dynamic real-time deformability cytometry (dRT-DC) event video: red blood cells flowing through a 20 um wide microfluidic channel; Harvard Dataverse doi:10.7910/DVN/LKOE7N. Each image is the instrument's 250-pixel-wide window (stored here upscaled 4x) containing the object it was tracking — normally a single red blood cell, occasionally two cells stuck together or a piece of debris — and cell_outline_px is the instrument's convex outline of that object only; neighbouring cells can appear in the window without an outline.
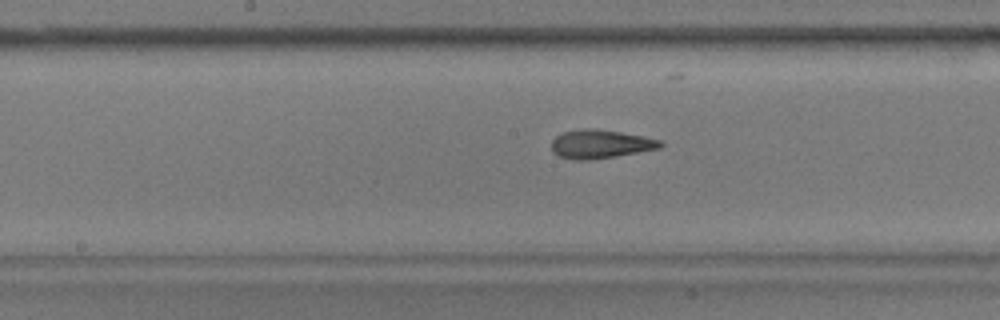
{"species": "common noctule bat (a hibernating species)", "species_latin": "Nyctalus noctula", "temperature_condition": "warm", "stored_images_in_passage": 39, "camera_frame_rate_fps": 3000, "um_per_image_px": 0.085, "animal": {"sex": "male", "body_mass_g": 17.9}, "frame": {"image": 1, "passage_image": 14, "time_ms": 4.333, "image_size_px": [1000, 320], "cell_outline_px": [[664, 144], [660, 148], [588, 160], [576, 160], [560, 156], [552, 152], [552, 140], [556, 136], [564, 132], [584, 128], [592, 128], [620, 132], [644, 136], [660, 140]], "centroid_in_image_um": [51.02, 12.23], "position_along_channel_um": 197.2, "area_um2": 17.86}}
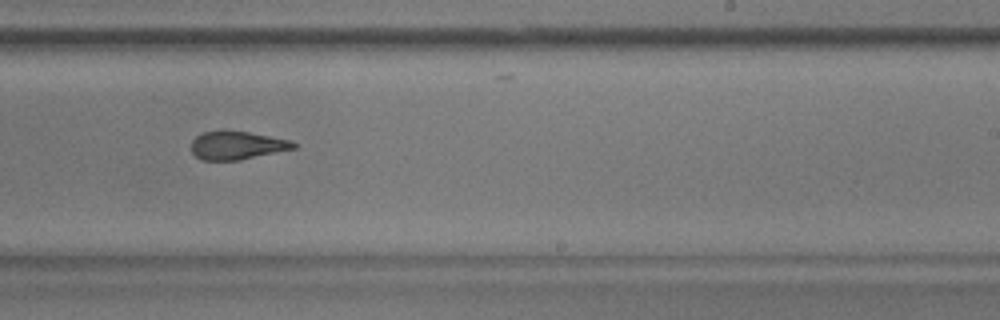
{"frame": {"image": 2, "passage_image": 20, "time_ms": 6.333, "image_size_px": [1000, 320], "cell_outline_px": [[296, 148], [240, 160], [204, 160], [196, 156], [192, 152], [192, 140], [196, 136], [204, 132], [248, 132], [292, 140], [296, 144]], "centroid_in_image_um": [20.17, 12.37], "position_along_channel_um": 268.8, "area_um2": 16.47}}
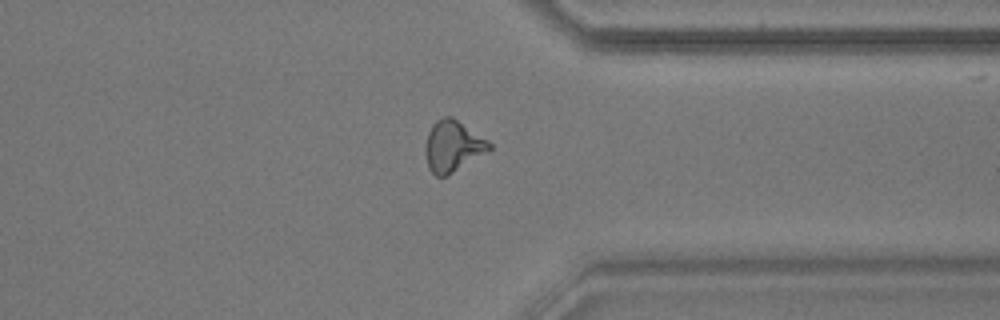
{"frame": {"image": 3, "passage_image": 29, "time_ms": 9.333, "image_size_px": [1000, 320], "cell_outline_px": [[492, 148], [452, 172], [444, 176], [436, 176], [428, 168], [424, 148], [428, 132], [432, 124], [436, 120], [444, 116], [452, 116], [488, 140], [492, 144]], "centroid_in_image_um": [38.45, 12.39], "position_along_channel_um": 372.9, "area_um2": 18.79}, "authors_computed_cell_mechanics": {"area_um2": 17.9758, "velocity_mm_per_s": 3.6052, "shape_relaxation_time_tau1_ms": null, "shape_relaxation_time_tau2_ms": 2.6664, "deformation_change_tau1": null, "deformation_change_tau2": 0.1199}}